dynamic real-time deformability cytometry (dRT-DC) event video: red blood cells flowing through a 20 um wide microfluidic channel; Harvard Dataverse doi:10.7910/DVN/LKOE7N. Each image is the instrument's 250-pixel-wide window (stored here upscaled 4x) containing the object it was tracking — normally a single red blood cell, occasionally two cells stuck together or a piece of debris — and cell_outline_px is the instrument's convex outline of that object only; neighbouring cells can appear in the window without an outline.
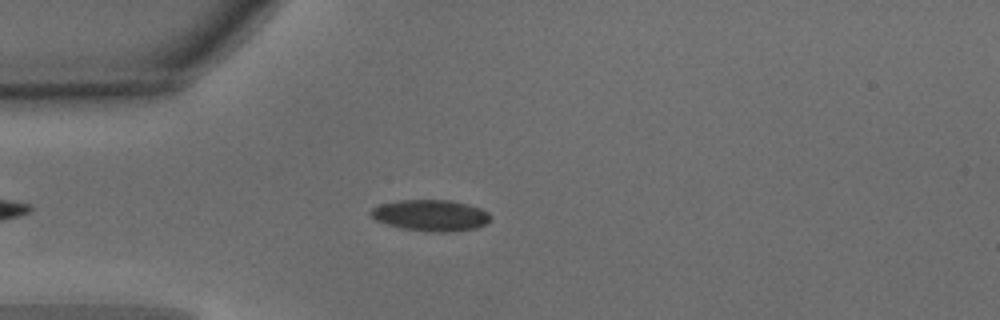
{"species": "common noctule bat (a hibernating species)", "species_latin": "Nyctalus noctula", "temperature_condition": "warm", "stored_images_in_passage": 46, "camera_frame_rate_fps": 3000, "um_per_image_px": 0.085, "animal": {"sex": "male", "body_mass_g": 15.6}, "frame": {"image": 1, "passage_image": 8, "time_ms": 2.333, "image_size_px": [1000, 320], "cell_outline_px": [[492, 220], [476, 228], [448, 232], [432, 232], [400, 228], [376, 220], [368, 212], [372, 208], [380, 204], [400, 200], [448, 200], [468, 204], [480, 208], [488, 212], [492, 216]], "centroid_in_image_um": [36.62, 18.3], "position_along_channel_um": 48.4, "area_um2": 21.85}}
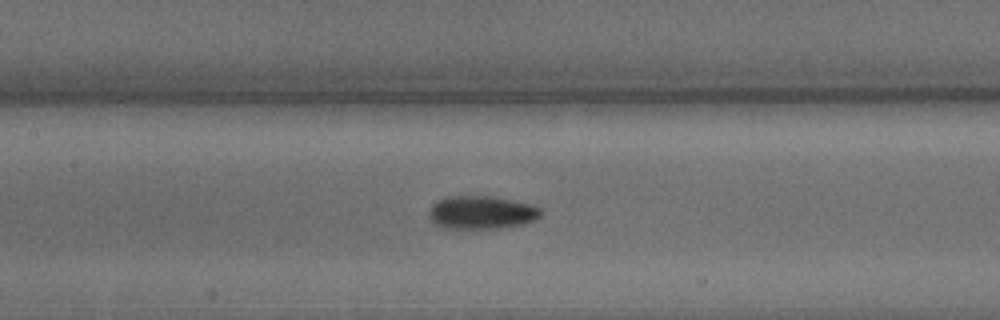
{"frame": {"image": 2, "passage_image": 18, "time_ms": 5.667, "image_size_px": [1000, 320], "cell_outline_px": [[544, 212], [536, 220], [524, 224], [500, 228], [440, 228], [428, 216], [428, 212], [432, 204], [436, 200], [448, 196], [492, 196], [532, 204], [540, 208]], "centroid_in_image_um": [40.94, 18.05], "position_along_channel_um": 166.5, "area_um2": 21.91}}
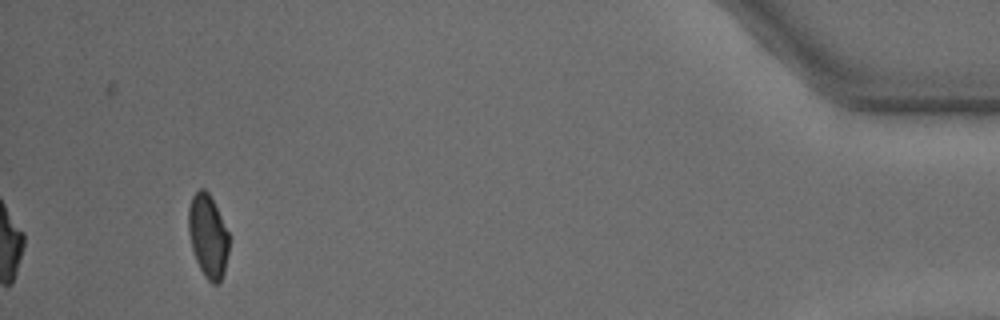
{"frame": {"image": 3, "passage_image": 43, "time_ms": 14.0, "image_size_px": [1000, 320], "cell_outline_px": [[228, 252], [224, 272], [220, 280], [216, 284], [212, 284], [204, 276], [196, 260], [192, 248], [188, 232], [188, 208], [192, 196], [200, 188], [204, 188], [208, 192], [228, 232]], "centroid_in_image_um": [17.65, 20.06], "position_along_channel_um": 417.5, "area_um2": 19.36}, "authors_computed_cell_mechanics": {"area_um2": 20.7213, "velocity_mm_per_s": 3.8845, "shape_relaxation_time_tau1_ms": 4.7502, "shape_relaxation_time_tau2_ms": 3.5916, "deformation_change_tau1": 0.1318, "deformation_change_tau2": 0.0779}}